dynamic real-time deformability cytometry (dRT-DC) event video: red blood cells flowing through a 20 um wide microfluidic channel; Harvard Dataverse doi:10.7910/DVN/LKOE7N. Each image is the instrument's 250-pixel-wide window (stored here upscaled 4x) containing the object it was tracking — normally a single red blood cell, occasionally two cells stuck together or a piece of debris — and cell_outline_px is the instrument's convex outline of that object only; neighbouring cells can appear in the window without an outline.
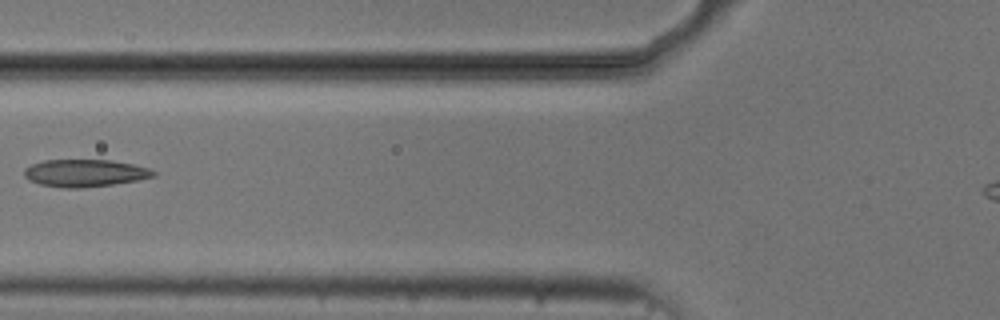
{"species": "common noctule bat (a hibernating species)", "species_latin": "Nyctalus noctula", "temperature_condition": "cold", "stored_images_in_passage": 7, "camera_frame_rate_fps": 3000, "um_per_image_px": 0.085, "animal": {"sex": "male", "body_mass_g": 20.5, "forearm_length_mm": 52.5}, "frame": {"image": 1, "passage_image": 7, "time_ms": 8.0, "image_size_px": [1000, 320], "cell_outline_px": [[156, 176], [136, 180], [112, 184], [80, 188], [64, 188], [40, 184], [28, 180], [24, 176], [24, 168], [32, 164], [44, 160], [112, 160], [132, 164], [148, 168], [156, 172]], "centroid_in_image_um": [7.19, 14.71], "position_along_channel_um": 118.6, "area_um2": 20.52}}